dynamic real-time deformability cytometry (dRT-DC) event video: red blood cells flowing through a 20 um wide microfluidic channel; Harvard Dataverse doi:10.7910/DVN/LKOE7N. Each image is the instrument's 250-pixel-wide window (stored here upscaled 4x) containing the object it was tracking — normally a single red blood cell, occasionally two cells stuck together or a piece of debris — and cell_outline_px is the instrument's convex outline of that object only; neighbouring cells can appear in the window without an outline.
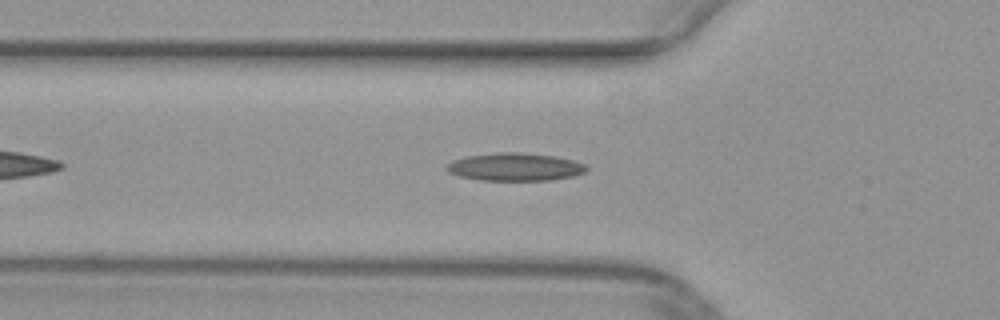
{"species": "common noctule bat (a hibernating species)", "species_latin": "Nyctalus noctula", "temperature_condition": "warm", "stored_images_in_passage": 35, "camera_frame_rate_fps": 3000, "um_per_image_px": 0.085, "animal": {"sex": "female", "body_mass_g": 29.2, "forearm_length_mm": 56.3}, "frame": {"image": 1, "passage_image": 7, "time_ms": 2.0, "image_size_px": [1000, 320], "cell_outline_px": [[588, 168], [584, 172], [572, 176], [552, 180], [480, 180], [460, 176], [448, 172], [444, 168], [452, 160], [464, 156], [496, 152], [520, 152], [552, 156], [572, 160], [584, 164]], "centroid_in_image_um": [43.72, 14.18], "position_along_channel_um": 82.1, "area_um2": 22.66}}
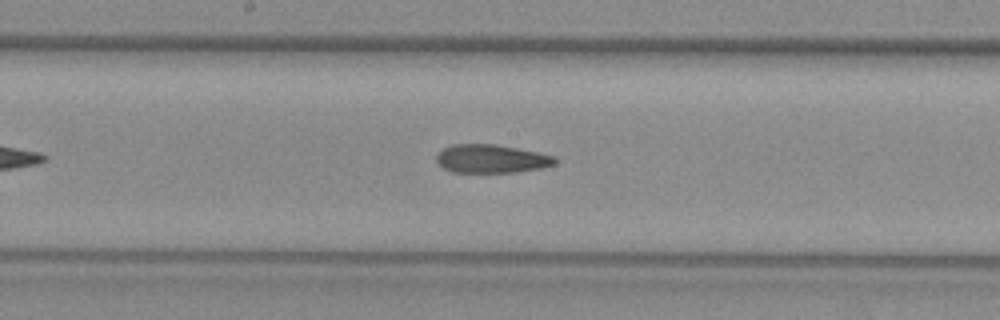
{"frame": {"image": 2, "passage_image": 16, "time_ms": 5.0, "image_size_px": [1000, 320], "cell_outline_px": [[556, 164], [540, 168], [516, 172], [452, 172], [444, 168], [436, 160], [436, 152], [452, 144], [496, 144], [556, 156]], "centroid_in_image_um": [41.74, 13.49], "position_along_channel_um": 206.5, "area_um2": 19.59}}
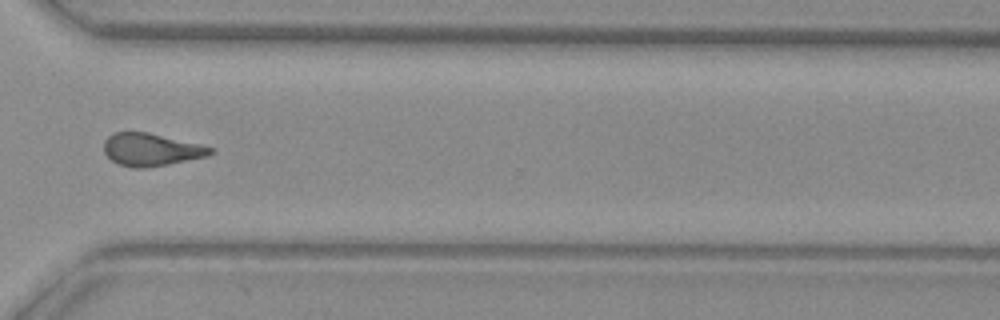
{"frame": {"image": 3, "passage_image": 27, "time_ms": 8.667, "image_size_px": [1000, 320], "cell_outline_px": [[216, 152], [208, 156], [168, 164], [144, 168], [132, 168], [116, 164], [104, 152], [104, 140], [112, 132], [148, 132], [200, 144], [212, 148]], "centroid_in_image_um": [12.83, 12.72], "position_along_channel_um": 357.8, "area_um2": 20.35}}